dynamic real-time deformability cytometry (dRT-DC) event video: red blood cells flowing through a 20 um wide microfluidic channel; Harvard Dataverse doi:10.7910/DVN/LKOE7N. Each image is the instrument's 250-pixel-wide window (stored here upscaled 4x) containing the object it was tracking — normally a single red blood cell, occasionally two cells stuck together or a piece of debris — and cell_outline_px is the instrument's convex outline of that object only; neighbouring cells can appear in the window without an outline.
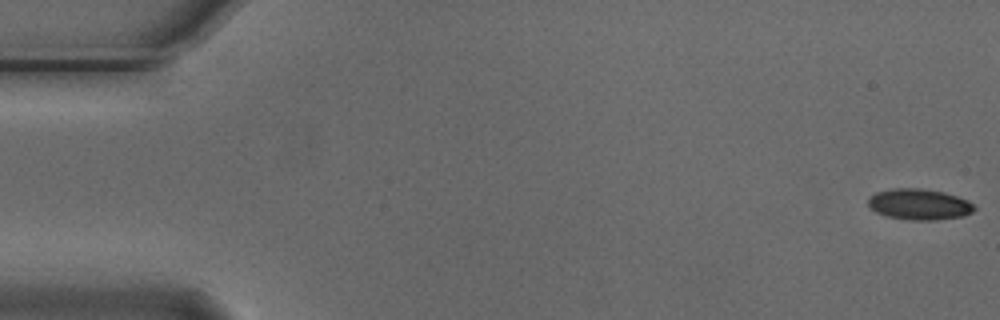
{"species": "Egyptian fruit bat (a non-hibernating species)", "species_latin": "Rousettus aegyptiacus", "temperature_condition": "cold", "stored_images_in_passage": 55, "camera_frame_rate_fps": 3000, "um_per_image_px": 0.085, "animal": {"sex": "male"}, "frame": {"image": 1, "passage_image": 1, "time_ms": 0.0, "image_size_px": [1000, 320], "cell_outline_px": [[976, 208], [972, 212], [964, 216], [936, 220], [912, 220], [884, 216], [868, 208], [868, 196], [876, 192], [892, 188], [920, 188], [944, 192], [968, 200]], "centroid_in_image_um": [78.09, 17.37], "position_along_channel_um": 6.9, "area_um2": 19.36}}
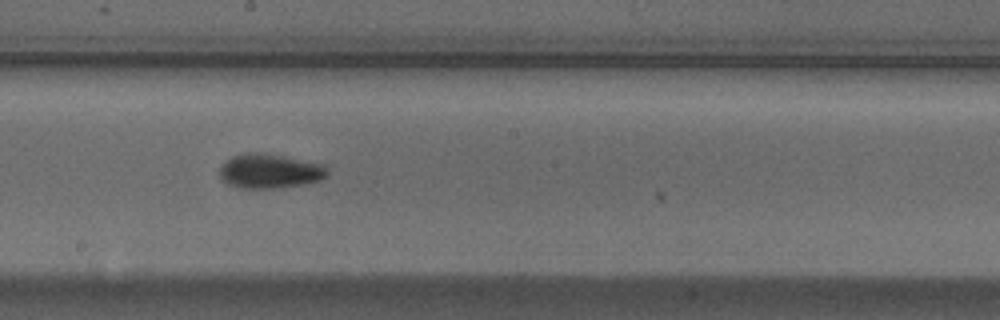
{"frame": {"image": 2, "passage_image": 30, "time_ms": 9.667, "image_size_px": [1000, 320], "cell_outline_px": [[328, 176], [320, 180], [280, 188], [240, 188], [228, 184], [220, 180], [220, 164], [232, 156], [244, 152], [264, 152], [324, 164], [328, 168]], "centroid_in_image_um": [22.9, 14.53], "position_along_channel_um": 225.3, "area_um2": 21.96}}
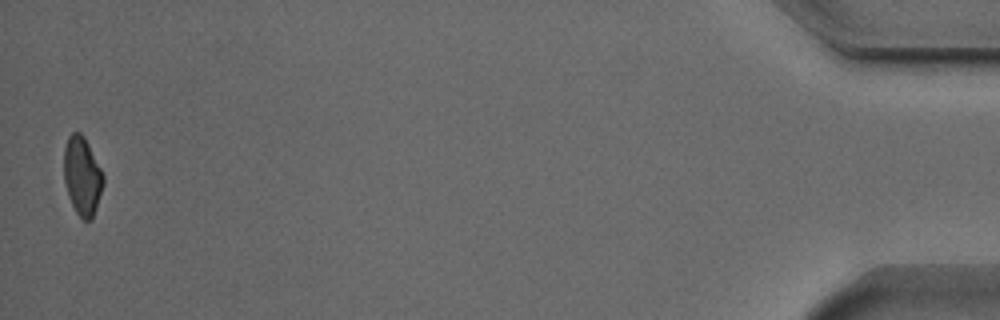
{"frame": {"image": 3, "passage_image": 54, "time_ms": 17.667, "image_size_px": [1000, 320], "cell_outline_px": [[104, 184], [92, 220], [84, 220], [76, 212], [68, 196], [64, 180], [64, 148], [68, 136], [72, 132], [80, 132], [84, 136], [104, 176]], "centroid_in_image_um": [6.98, 14.96], "position_along_channel_um": 428.2, "area_um2": 17.92}, "authors_computed_cell_mechanics": {"area_um2": 19.5942, "velocity_mm_per_s": 3.76, "shape_relaxation_time_tau1_ms": 2.9455, "shape_relaxation_time_tau2_ms": 10.9197, "deformation_change_tau1": 0.1049, "deformation_change_tau2": 0.1223}}